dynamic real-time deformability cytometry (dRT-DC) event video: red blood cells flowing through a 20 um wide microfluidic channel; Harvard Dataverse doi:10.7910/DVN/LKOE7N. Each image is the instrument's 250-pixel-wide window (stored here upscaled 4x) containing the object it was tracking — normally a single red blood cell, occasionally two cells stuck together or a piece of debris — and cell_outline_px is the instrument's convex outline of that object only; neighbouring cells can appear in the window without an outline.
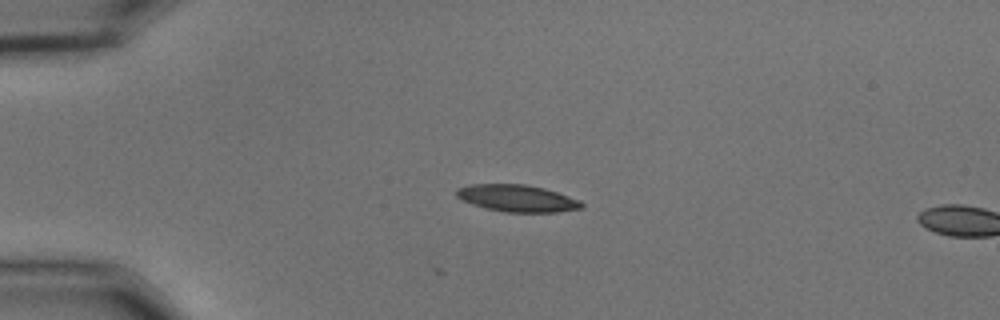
{"species": "common noctule bat (a hibernating species)", "species_latin": "Nyctalus noctula", "temperature_condition": "cold", "stored_images_in_passage": 3, "camera_frame_rate_fps": 3000, "um_per_image_px": 0.085, "animal": {"sex": "male", "body_mass_g": 15.6}, "frame": {"image": 1, "passage_image": 1, "time_ms": 0.0, "image_size_px": [1000, 320], "cell_outline_px": [[584, 208], [556, 212], [504, 212], [484, 208], [472, 204], [456, 196], [456, 188], [468, 184], [524, 184], [544, 188], [580, 200], [584, 204]], "centroid_in_image_um": [43.95, 16.85], "position_along_channel_um": 41.1, "area_um2": 19.71}}